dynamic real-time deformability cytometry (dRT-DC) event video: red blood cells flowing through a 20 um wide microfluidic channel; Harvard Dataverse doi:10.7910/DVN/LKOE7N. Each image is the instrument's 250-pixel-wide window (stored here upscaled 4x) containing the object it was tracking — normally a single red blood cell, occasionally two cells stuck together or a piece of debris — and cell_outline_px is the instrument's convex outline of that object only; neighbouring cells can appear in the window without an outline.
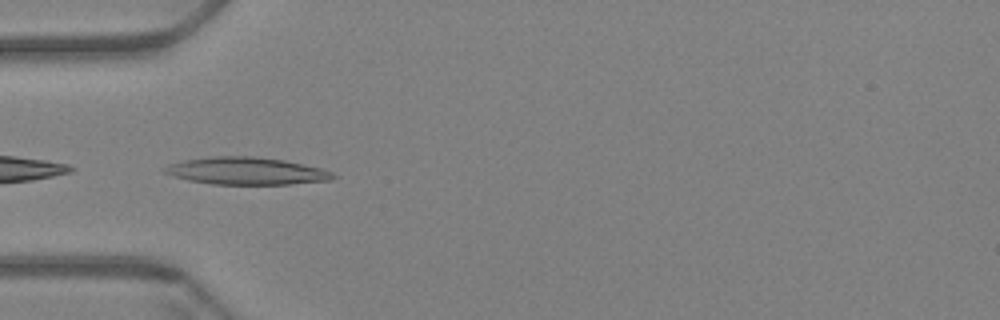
{"species": "Egyptian fruit bat (a non-hibernating species)", "species_latin": "Rousettus aegyptiacus", "temperature_condition": "warm", "stored_images_in_passage": 42, "camera_frame_rate_fps": 3000, "um_per_image_px": 0.085, "animal": {"sex": "female"}, "frame": {"image": 1, "passage_image": 1, "time_ms": 0.0, "image_size_px": [1000, 320], "cell_outline_px": [[336, 176], [332, 180], [288, 184], [212, 184], [188, 180], [164, 172], [160, 168], [168, 164], [184, 160], [212, 156], [256, 156], [284, 160], [320, 168], [332, 172]], "centroid_in_image_um": [20.92, 14.52], "position_along_channel_um": 64.1, "area_um2": 26.76}}
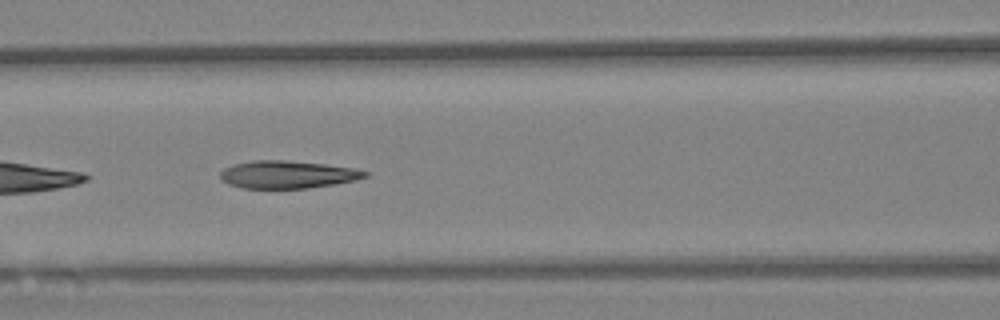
{"frame": {"image": 2, "passage_image": 8, "time_ms": 2.333, "image_size_px": [1000, 320], "cell_outline_px": [[368, 176], [356, 180], [308, 188], [240, 188], [228, 184], [220, 180], [220, 172], [224, 168], [232, 164], [252, 160], [284, 160], [324, 164], [352, 168], [368, 172]], "centroid_in_image_um": [24.37, 14.83], "position_along_channel_um": 142.2, "area_um2": 23.29}}
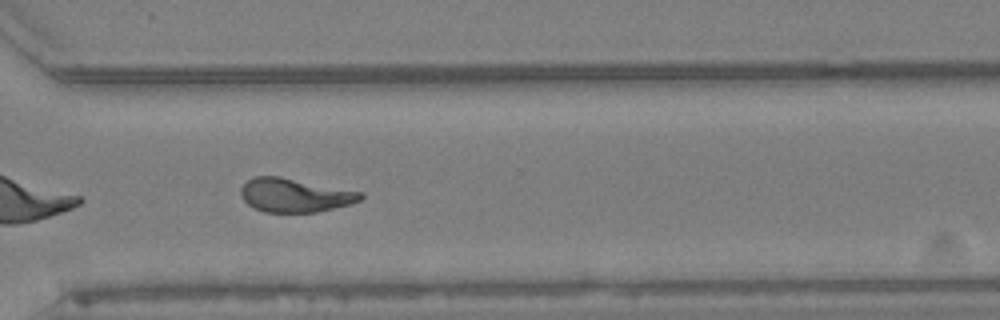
{"frame": {"image": 3, "passage_image": 26, "time_ms": 8.333, "image_size_px": [1000, 320], "cell_outline_px": [[364, 196], [360, 200], [348, 204], [316, 212], [264, 212], [248, 204], [244, 200], [240, 192], [240, 188], [248, 180], [256, 176], [280, 176], [364, 192]], "centroid_in_image_um": [25.06, 16.58], "position_along_channel_um": 345.5, "area_um2": 23.41}, "authors_computed_cell_mechanics": {"area_um2": 23.5824, "velocity_mm_per_s": 3.3959, "shape_relaxation_time_tau1_ms": 10.6481, "shape_relaxation_time_tau2_ms": 2.4009, "deformation_change_tau1": 0.3159, "deformation_change_tau2": 0.1125}}